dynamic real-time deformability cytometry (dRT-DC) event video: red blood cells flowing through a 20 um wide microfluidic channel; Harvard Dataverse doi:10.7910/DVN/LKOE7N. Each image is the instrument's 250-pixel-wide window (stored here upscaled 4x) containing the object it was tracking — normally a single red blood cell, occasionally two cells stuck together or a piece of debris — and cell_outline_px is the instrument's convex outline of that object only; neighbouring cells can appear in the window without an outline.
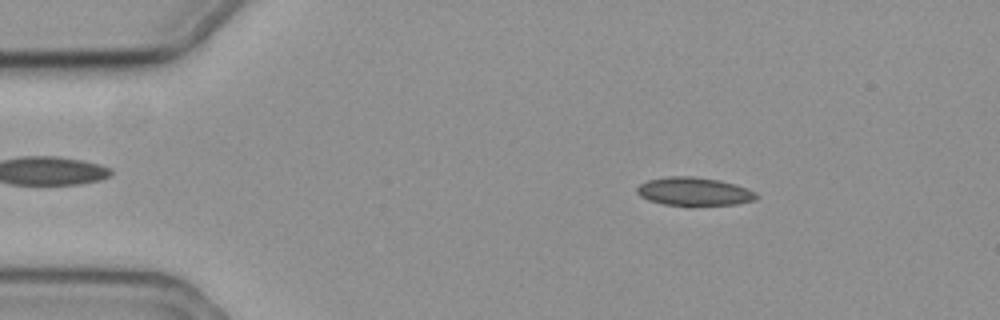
{"species": "common noctule bat (a hibernating species)", "species_latin": "Nyctalus noctula", "temperature_condition": "cold", "stored_images_in_passage": 58, "camera_frame_rate_fps": 3000, "um_per_image_px": 0.085, "animal": {"sex": "female", "body_mass_g": 19.3, "forearm_length_mm": 54.1}, "frame": {"image": 1, "passage_image": 9, "time_ms": 2.667, "image_size_px": [1000, 320], "cell_outline_px": [[760, 196], [756, 200], [736, 204], [692, 208], [688, 208], [664, 204], [648, 200], [640, 196], [636, 192], [636, 188], [640, 184], [648, 180], [668, 176], [692, 176], [720, 180], [748, 188], [756, 192]], "centroid_in_image_um": [59.03, 16.32], "position_along_channel_um": 26.0, "area_um2": 20.58}}
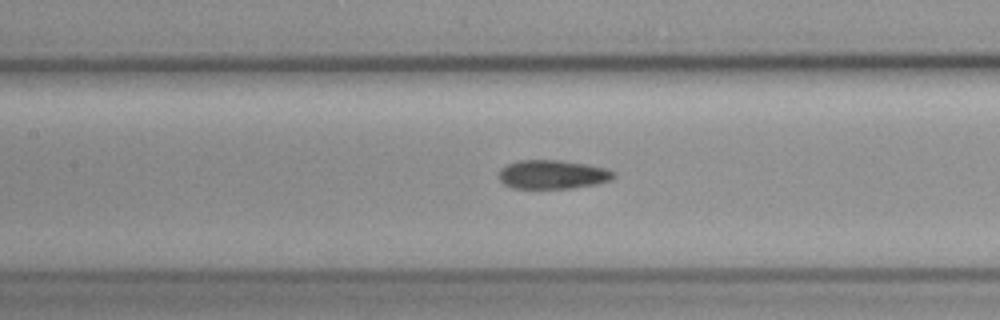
{"frame": {"image": 2, "passage_image": 26, "time_ms": 8.333, "image_size_px": [1000, 320], "cell_outline_px": [[616, 176], [612, 180], [596, 184], [572, 188], [512, 188], [504, 184], [496, 176], [500, 168], [508, 164], [520, 160], [560, 160], [588, 164], [608, 168], [616, 172]], "centroid_in_image_um": [46.99, 14.82], "position_along_channel_um": 160.4, "area_um2": 19.65}}
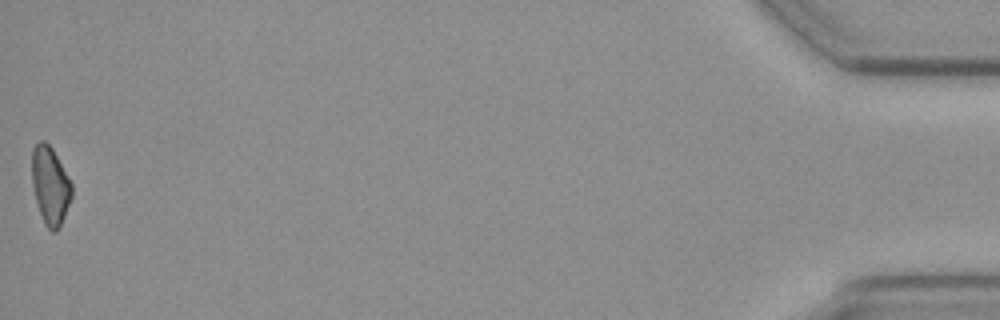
{"frame": {"image": 3, "passage_image": 58, "time_ms": 19.0, "image_size_px": [1000, 320], "cell_outline_px": [[72, 196], [60, 228], [56, 232], [52, 232], [44, 224], [36, 200], [32, 184], [32, 148], [40, 140], [44, 140], [52, 148], [72, 184]], "centroid_in_image_um": [4.27, 15.79], "position_along_channel_um": 430.9, "area_um2": 18.03}, "authors_computed_cell_mechanics": {"area_um2": 19.5653, "velocity_mm_per_s": 3.5409, "shape_relaxation_time_tau1_ms": null, "shape_relaxation_time_tau2_ms": 8.4515, "deformation_change_tau1": null, "deformation_change_tau2": 0.1309}}